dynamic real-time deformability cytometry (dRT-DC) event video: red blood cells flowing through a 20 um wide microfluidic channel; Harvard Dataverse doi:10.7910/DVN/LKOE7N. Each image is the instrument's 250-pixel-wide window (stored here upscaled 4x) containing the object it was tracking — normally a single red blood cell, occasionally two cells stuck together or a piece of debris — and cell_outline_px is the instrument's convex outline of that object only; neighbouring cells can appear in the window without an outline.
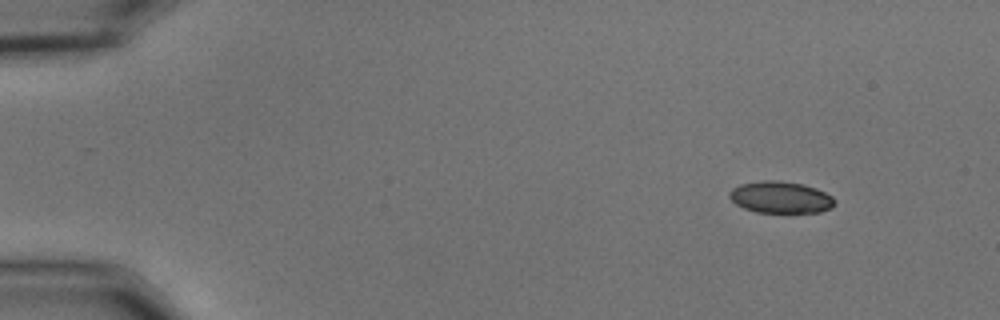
{"species": "common noctule bat (a hibernating species)", "species_latin": "Nyctalus noctula", "temperature_condition": "cold", "stored_images_in_passage": 50, "camera_frame_rate_fps": 3000, "um_per_image_px": 0.085, "animal": {"sex": "male", "body_mass_g": 15.6}, "frame": {"image": 1, "passage_image": 1, "time_ms": 0.0, "image_size_px": [1000, 320], "cell_outline_px": [[836, 204], [832, 208], [820, 212], [756, 212], [744, 208], [736, 204], [728, 196], [728, 192], [732, 188], [740, 184], [764, 180], [780, 180], [804, 184], [816, 188], [832, 196], [836, 200]], "centroid_in_image_um": [66.36, 16.76], "position_along_channel_um": 18.6, "area_um2": 19.65}}
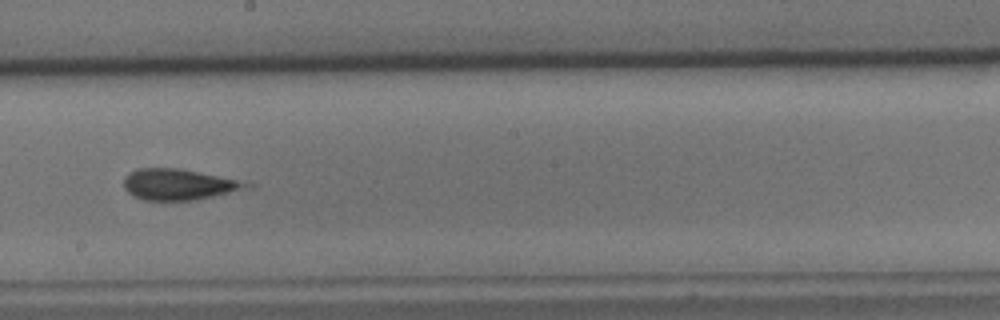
{"frame": {"image": 2, "passage_image": 27, "time_ms": 8.667, "image_size_px": [1000, 320], "cell_outline_px": [[256, 184], [252, 188], [196, 200], [144, 200], [128, 192], [124, 188], [124, 176], [128, 172], [136, 168], [180, 168]], "centroid_in_image_um": [15.21, 15.67], "position_along_channel_um": 233.0, "area_um2": 22.25}}
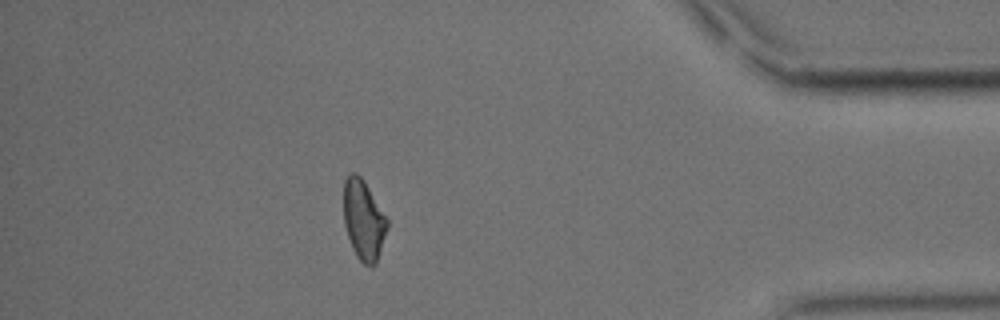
{"frame": {"image": 3, "passage_image": 44, "time_ms": 14.333, "image_size_px": [1000, 320], "cell_outline_px": [[388, 228], [376, 264], [372, 268], [364, 264], [356, 256], [352, 248], [344, 224], [344, 180], [352, 172], [356, 172], [364, 180], [388, 220]], "centroid_in_image_um": [30.91, 18.72], "position_along_channel_um": 404.3, "area_um2": 20.35}, "authors_computed_cell_mechanics": {"area_um2": 20.8369, "velocity_mm_per_s": 3.6892, "shape_relaxation_time_tau1_ms": null, "shape_relaxation_time_tau2_ms": 1.8145, "deformation_change_tau1": null, "deformation_change_tau2": 0.1019}}